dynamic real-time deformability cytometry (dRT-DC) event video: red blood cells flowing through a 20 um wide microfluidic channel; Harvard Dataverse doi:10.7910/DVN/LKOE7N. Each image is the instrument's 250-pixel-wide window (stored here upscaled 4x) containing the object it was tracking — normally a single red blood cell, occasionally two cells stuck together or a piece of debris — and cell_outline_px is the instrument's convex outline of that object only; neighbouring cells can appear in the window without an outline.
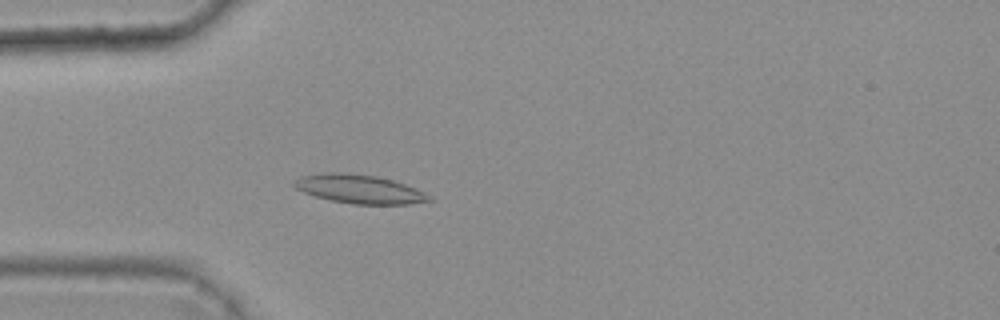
{"species": "common noctule bat (a hibernating species)", "species_latin": "Nyctalus noctula", "temperature_condition": "warm", "stored_images_in_passage": 5, "camera_frame_rate_fps": 3000, "um_per_image_px": 0.085, "animal": {"sex": "female", "body_mass_g": 25.1}, "frame": {"image": 1, "passage_image": 5, "time_ms": 1.333, "image_size_px": [1000, 320], "cell_outline_px": [[436, 200], [408, 204], [352, 204], [332, 200], [316, 196], [304, 192], [296, 188], [292, 184], [292, 180], [300, 176], [324, 172], [340, 172], [376, 176], [392, 180], [404, 184], [424, 192], [432, 196]], "centroid_in_image_um": [30.54, 16.07], "position_along_channel_um": 54.5, "area_um2": 22.6}}